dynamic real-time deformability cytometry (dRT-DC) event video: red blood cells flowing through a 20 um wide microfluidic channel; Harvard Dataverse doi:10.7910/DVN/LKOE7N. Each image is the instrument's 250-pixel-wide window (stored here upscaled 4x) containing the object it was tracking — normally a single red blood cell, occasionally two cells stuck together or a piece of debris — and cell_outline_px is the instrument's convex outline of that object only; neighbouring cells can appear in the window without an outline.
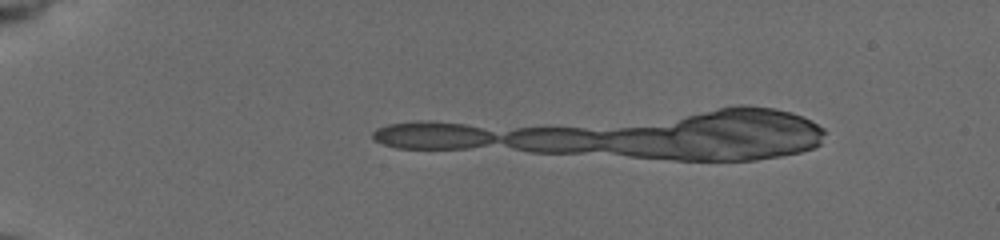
{"species": "common noctule bat (a hibernating species)", "species_latin": "Nyctalus noctula", "temperature_condition": "cold", "stored_images_in_passage": 12, "camera_frame_rate_fps": 3000, "um_per_image_px": 0.085, "animal": {"sex": "female", "body_mass_g": 19.5, "forearm_length_mm": 54.1}, "frame": {"image": 1, "passage_image": 8, "time_ms": 2.333, "image_size_px": [1000, 240], "cell_outline_px": [[492, 140], [476, 144], [452, 148], [408, 148], [392, 144], [380, 140], [376, 136], [376, 132], [384, 128], [400, 124], [452, 124], [472, 128], [484, 132], [492, 136]], "centroid_in_image_um": [36.72, 11.55], "position_along_channel_um": 48.3, "area_um2": 16.07}}